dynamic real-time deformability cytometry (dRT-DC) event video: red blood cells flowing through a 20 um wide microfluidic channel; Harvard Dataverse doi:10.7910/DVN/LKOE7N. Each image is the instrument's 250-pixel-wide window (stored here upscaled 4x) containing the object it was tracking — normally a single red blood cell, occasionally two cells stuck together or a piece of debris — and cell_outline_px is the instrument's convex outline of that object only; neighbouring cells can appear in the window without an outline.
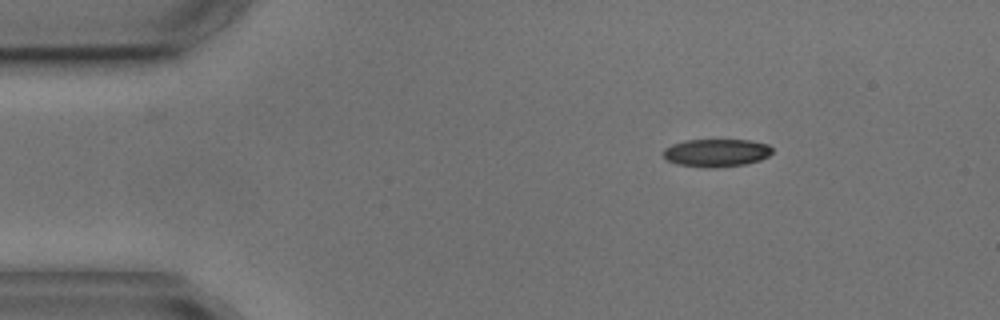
{"species": "common noctule bat (a hibernating species)", "species_latin": "Nyctalus noctula", "temperature_condition": "cold", "stored_images_in_passage": 3, "camera_frame_rate_fps": 3000, "um_per_image_px": 0.085, "animal": {"sex": "male", "body_mass_g": 17.9, "forearm_length_mm": 54.2}, "frame": {"image": 1, "passage_image": 1, "time_ms": 0.0, "image_size_px": [1000, 320], "cell_outline_px": [[772, 152], [768, 156], [760, 160], [744, 164], [716, 168], [704, 168], [676, 164], [668, 160], [664, 156], [664, 148], [672, 144], [684, 140], [752, 140], [768, 144], [772, 148]], "centroid_in_image_um": [60.89, 12.99], "position_along_channel_um": 24.1, "area_um2": 17.8}}